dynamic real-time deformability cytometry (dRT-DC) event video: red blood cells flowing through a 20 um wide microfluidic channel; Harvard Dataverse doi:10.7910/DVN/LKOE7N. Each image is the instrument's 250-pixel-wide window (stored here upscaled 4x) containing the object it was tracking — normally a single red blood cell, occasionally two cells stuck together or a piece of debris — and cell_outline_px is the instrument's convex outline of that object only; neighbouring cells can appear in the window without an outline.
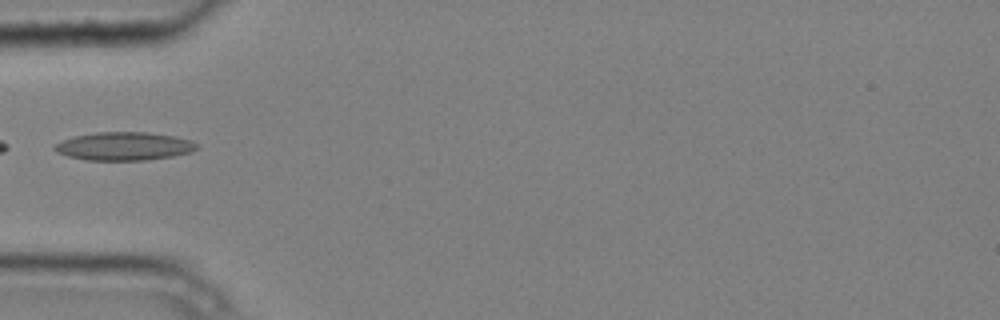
{"species": "common noctule bat (a hibernating species)", "species_latin": "Nyctalus noctula", "temperature_condition": "cold", "stored_images_in_passage": 4, "camera_frame_rate_fps": 3000, "um_per_image_px": 0.085, "animal": {"sex": "male", "body_mass_g": 20.4}, "frame": {"image": 1, "passage_image": 3, "time_ms": 0.667, "image_size_px": [1000, 320], "cell_outline_px": [[200, 148], [188, 152], [172, 156], [148, 160], [88, 160], [68, 156], [56, 152], [52, 148], [52, 144], [76, 136], [96, 132], [148, 132], [176, 136], [192, 140], [200, 144]], "centroid_in_image_um": [10.57, 12.42], "position_along_channel_um": 74.4, "area_um2": 23.58}}
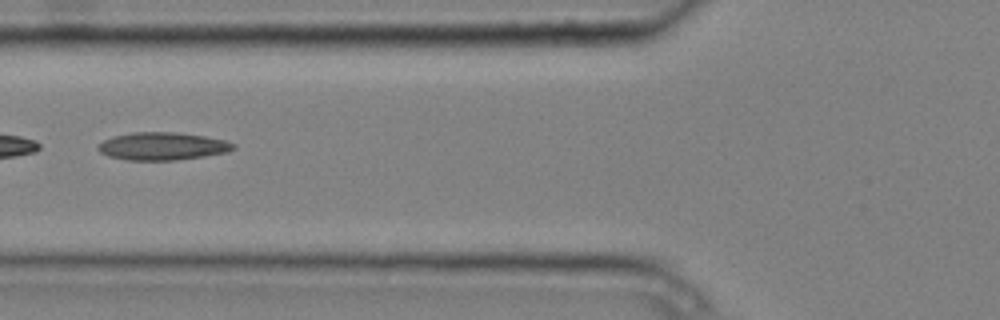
{"frame": {"image": 2, "passage_image": 4, "time_ms": 1.0, "image_size_px": [1000, 320], "cell_outline_px": [[236, 148], [228, 152], [204, 156], [176, 160], [128, 160], [108, 156], [100, 152], [96, 148], [104, 140], [112, 136], [132, 132], [176, 132], [204, 136], [224, 140], [236, 144]], "centroid_in_image_um": [13.81, 12.42], "position_along_channel_um": 112.0, "area_um2": 21.91}}